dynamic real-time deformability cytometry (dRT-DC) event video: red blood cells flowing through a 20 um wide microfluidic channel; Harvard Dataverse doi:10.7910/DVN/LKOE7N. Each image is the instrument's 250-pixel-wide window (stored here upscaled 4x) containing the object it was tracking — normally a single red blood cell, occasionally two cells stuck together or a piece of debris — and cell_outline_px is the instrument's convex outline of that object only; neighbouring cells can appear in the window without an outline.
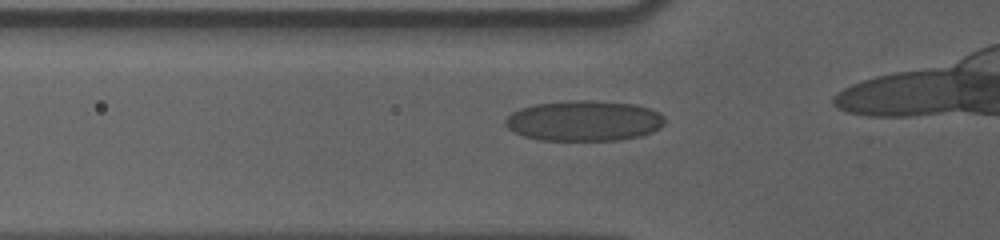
{"species": "human", "species_latin": "Homo sapiens", "temperature_condition": "cold", "stored_images_in_passage": 33, "camera_frame_rate_fps": 3000, "um_per_image_px": 0.085, "donor": {"sex": "male"}, "frame": {"image": 1, "passage_image": 7, "time_ms": 2.0, "image_size_px": [1000, 240], "cell_outline_px": [[664, 124], [660, 128], [652, 132], [640, 136], [620, 140], [536, 140], [524, 136], [508, 128], [504, 124], [504, 120], [512, 112], [520, 108], [536, 104], [568, 100], [592, 100], [636, 104], [660, 112], [664, 116]], "centroid_in_image_um": [49.65, 10.26], "position_along_channel_um": 76.1, "area_um2": 37.86}}
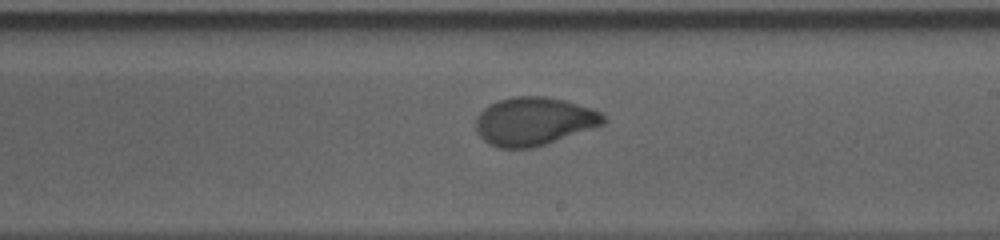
{"frame": {"image": 2, "passage_image": 21, "time_ms": 6.667, "image_size_px": [1000, 240], "cell_outline_px": [[608, 120], [604, 124], [532, 148], [500, 148], [488, 144], [476, 132], [476, 116], [488, 104], [500, 100], [516, 96], [544, 96], [564, 100], [592, 108], [600, 112]], "centroid_in_image_um": [45.36, 10.3], "position_along_channel_um": 243.6, "area_um2": 35.72}}
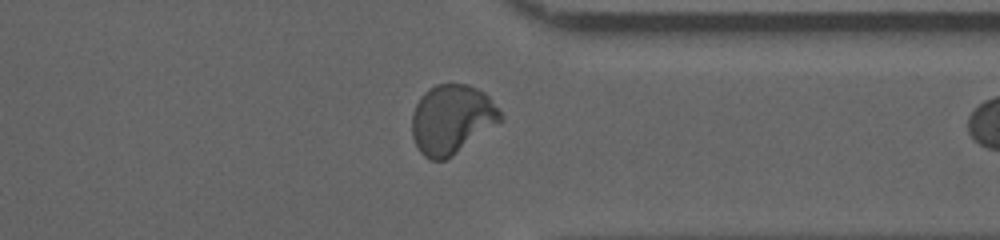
{"frame": {"image": 3, "passage_image": 32, "time_ms": 10.333, "image_size_px": [1000, 240], "cell_outline_px": [[504, 120], [452, 156], [444, 160], [428, 160], [420, 152], [412, 136], [412, 112], [420, 96], [428, 88], [436, 84], [468, 84], [484, 92], [488, 96], [504, 116]], "centroid_in_image_um": [38.4, 10.14], "position_along_channel_um": 373.0, "area_um2": 35.95}}